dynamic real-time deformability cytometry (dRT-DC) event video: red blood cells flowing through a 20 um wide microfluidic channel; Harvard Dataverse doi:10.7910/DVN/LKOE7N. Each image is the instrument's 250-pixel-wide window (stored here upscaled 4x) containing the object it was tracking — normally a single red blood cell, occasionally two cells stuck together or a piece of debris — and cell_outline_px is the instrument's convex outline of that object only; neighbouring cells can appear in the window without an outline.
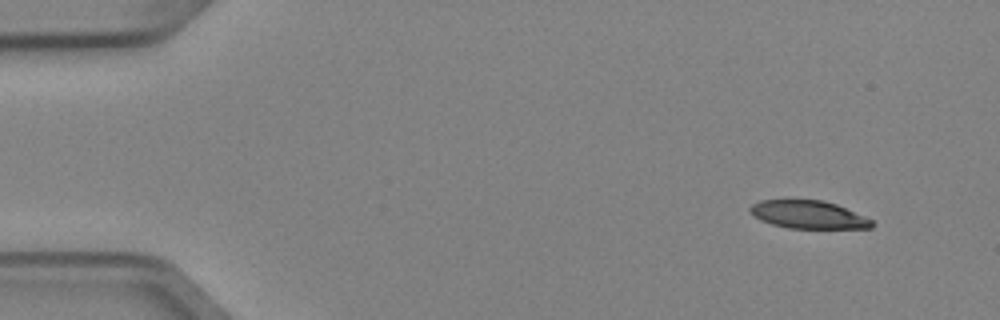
{"species": "Egyptian fruit bat (a non-hibernating species)", "species_latin": "Rousettus aegyptiacus", "temperature_condition": "cold", "stored_images_in_passage": 4, "camera_frame_rate_fps": 3000, "um_per_image_px": 0.085, "animal": {"sex": "female"}, "frame": {"image": 1, "passage_image": 1, "time_ms": 0.0, "image_size_px": [1000, 320], "cell_outline_px": [[876, 224], [872, 228], [788, 228], [772, 224], [760, 220], [752, 216], [748, 212], [748, 208], [752, 204], [760, 200], [788, 196], [824, 200], [836, 204], [864, 216], [872, 220]], "centroid_in_image_um": [68.61, 18.18], "position_along_channel_um": 16.4, "area_um2": 20.87}}
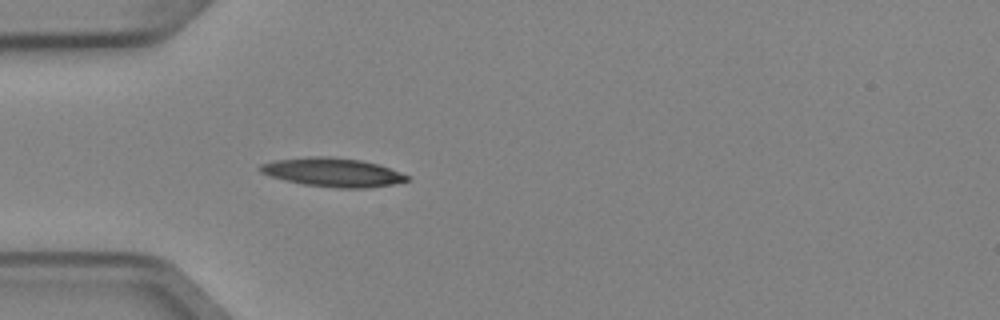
{"frame": {"image": 2, "passage_image": 4, "time_ms": 1.0, "image_size_px": [1000, 320], "cell_outline_px": [[408, 180], [392, 184], [368, 188], [340, 188], [304, 184], [272, 176], [260, 172], [256, 168], [260, 164], [272, 160], [308, 156], [328, 156], [360, 160], [376, 164], [400, 172], [408, 176]], "centroid_in_image_um": [28.22, 14.63], "position_along_channel_um": 56.8, "area_um2": 24.39}}